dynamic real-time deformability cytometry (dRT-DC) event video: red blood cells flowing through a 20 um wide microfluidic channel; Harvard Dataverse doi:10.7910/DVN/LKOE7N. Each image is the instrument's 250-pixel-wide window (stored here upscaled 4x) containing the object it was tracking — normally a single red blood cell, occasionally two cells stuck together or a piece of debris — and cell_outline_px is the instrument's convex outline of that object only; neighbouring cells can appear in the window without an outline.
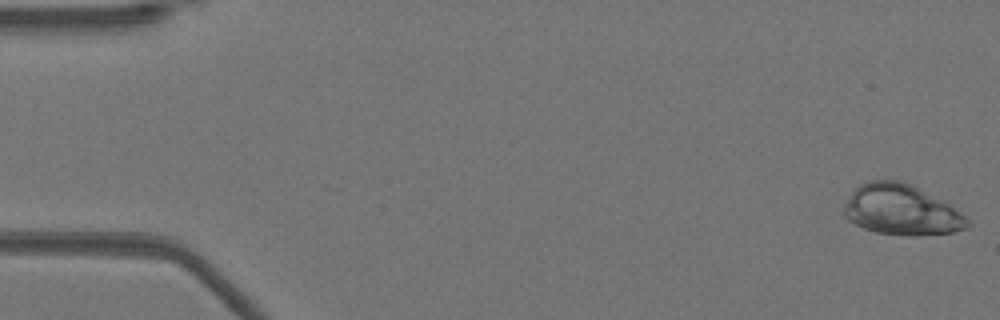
{"species": "Egyptian fruit bat (a non-hibernating species)", "species_latin": "Rousettus aegyptiacus", "temperature_condition": "warm", "stored_images_in_passage": 51, "camera_frame_rate_fps": 3000, "um_per_image_px": 0.085, "animal": {"sex": "female"}, "frame": {"image": 1, "passage_image": 1, "time_ms": 0.0, "image_size_px": [1000, 320], "cell_outline_px": [[972, 224], [964, 228], [952, 232], [920, 236], [908, 236], [876, 232], [864, 228], [848, 220], [844, 216], [844, 204], [852, 192], [860, 184], [868, 180], [900, 180], [912, 184], [948, 204], [964, 216]], "centroid_in_image_um": [76.59, 17.84], "position_along_channel_um": 8.4, "area_um2": 36.13}}
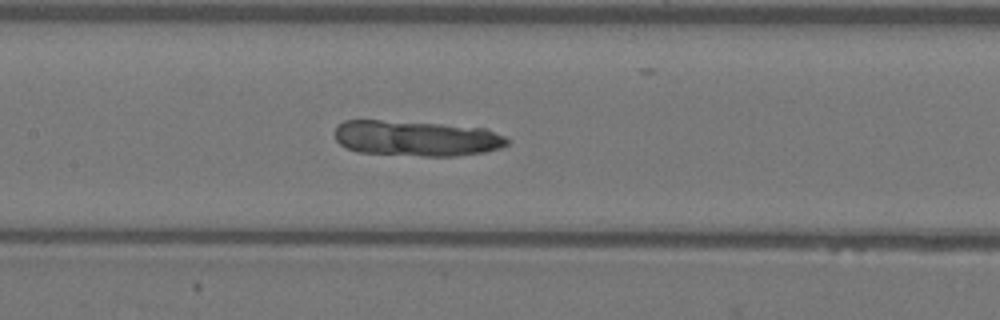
{"frame": {"image": 2, "passage_image": 24, "time_ms": 7.667, "image_size_px": [1000, 320], "cell_outline_px": [[512, 140], [508, 144], [500, 148], [484, 152], [456, 156], [420, 156], [356, 152], [344, 148], [336, 140], [336, 124], [344, 120], [380, 120], [440, 124], [488, 128]], "centroid_in_image_um": [35.4, 11.76], "position_along_channel_um": 172.0, "area_um2": 36.07}}
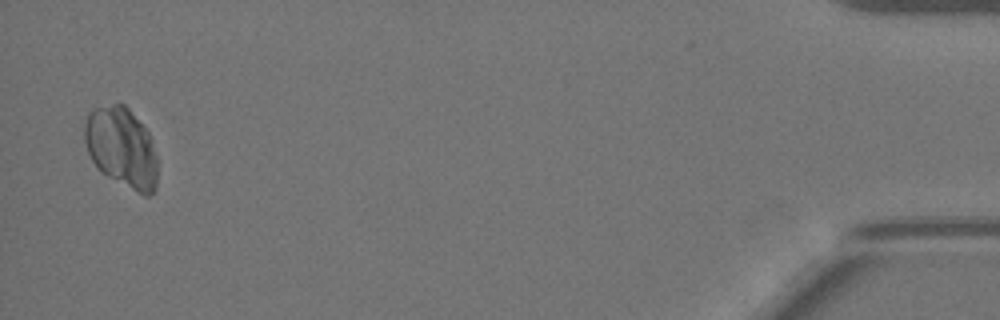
{"frame": {"image": 3, "passage_image": 50, "time_ms": 16.333, "image_size_px": [1000, 320], "cell_outline_px": [[156, 188], [148, 196], [144, 196], [100, 172], [92, 160], [88, 152], [84, 140], [84, 120], [88, 112], [92, 108], [112, 104], [124, 104], [128, 108], [148, 132], [156, 156]], "centroid_in_image_um": [10.3, 12.53], "position_along_channel_um": 424.9, "area_um2": 33.99}}